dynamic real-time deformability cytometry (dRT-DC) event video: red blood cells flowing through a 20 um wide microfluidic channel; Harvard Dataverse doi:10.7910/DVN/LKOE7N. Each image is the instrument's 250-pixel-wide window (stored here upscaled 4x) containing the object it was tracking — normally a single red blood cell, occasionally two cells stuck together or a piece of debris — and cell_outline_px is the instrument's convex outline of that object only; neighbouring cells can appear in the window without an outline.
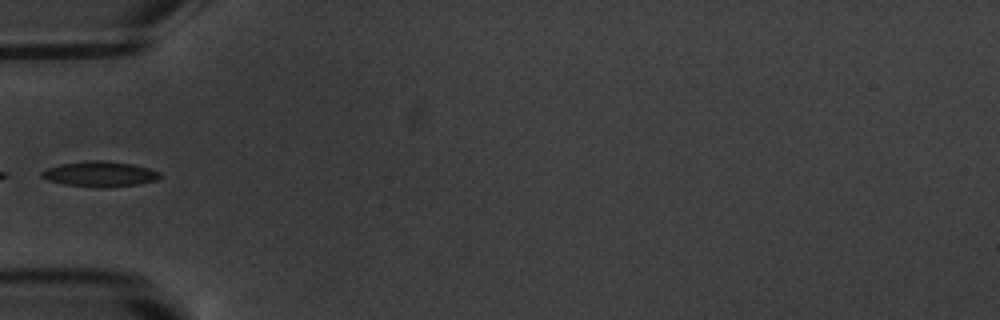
{"species": "common noctule bat (a hibernating species)", "species_latin": "Nyctalus noctula", "temperature_condition": "warm", "stored_images_in_passage": 5, "camera_frame_rate_fps": 3000, "um_per_image_px": 0.085, "animal": {"sex": "male", "body_mass_g": 20.1, "forearm_length_mm": 53.5}, "frame": {"image": 1, "passage_image": 3, "time_ms": 2.333, "image_size_px": [1000, 320], "cell_outline_px": [[160, 176], [156, 180], [136, 184], [64, 184], [48, 180], [40, 176], [40, 172], [48, 168], [60, 164], [88, 160], [104, 160], [132, 164], [148, 168], [160, 172]], "centroid_in_image_um": [8.45, 14.72], "position_along_channel_um": 76.5, "area_um2": 16.3}}